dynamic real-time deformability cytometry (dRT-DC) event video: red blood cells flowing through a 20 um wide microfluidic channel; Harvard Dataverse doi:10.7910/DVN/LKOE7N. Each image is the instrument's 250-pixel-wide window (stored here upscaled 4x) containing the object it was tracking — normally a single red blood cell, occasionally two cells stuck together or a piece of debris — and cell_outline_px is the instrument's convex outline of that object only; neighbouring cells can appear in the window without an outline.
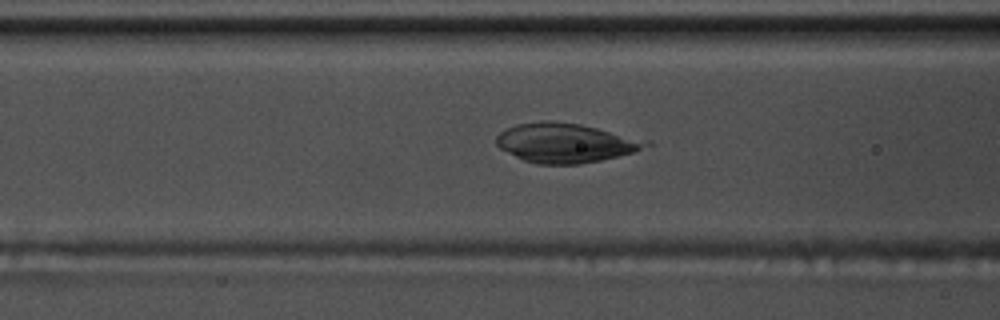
{"species": "common noctule bat (a hibernating species)", "species_latin": "Nyctalus noctula", "temperature_condition": "warm", "stored_images_in_passage": 40, "camera_frame_rate_fps": 3000, "um_per_image_px": 0.085, "animal": {"sex": "male", "body_mass_g": 17.5, "forearm_length_mm": 52.3}, "frame": {"image": 1, "passage_image": 7, "time_ms": 2.0, "image_size_px": [1000, 320], "cell_outline_px": [[656, 144], [632, 152], [600, 160], [580, 164], [536, 164], [524, 160], [500, 148], [496, 144], [496, 136], [500, 132], [516, 124], [544, 120], [548, 120], [580, 124], [652, 140]], "centroid_in_image_um": [48.12, 12.13], "position_along_channel_um": 118.5, "area_um2": 34.45}}